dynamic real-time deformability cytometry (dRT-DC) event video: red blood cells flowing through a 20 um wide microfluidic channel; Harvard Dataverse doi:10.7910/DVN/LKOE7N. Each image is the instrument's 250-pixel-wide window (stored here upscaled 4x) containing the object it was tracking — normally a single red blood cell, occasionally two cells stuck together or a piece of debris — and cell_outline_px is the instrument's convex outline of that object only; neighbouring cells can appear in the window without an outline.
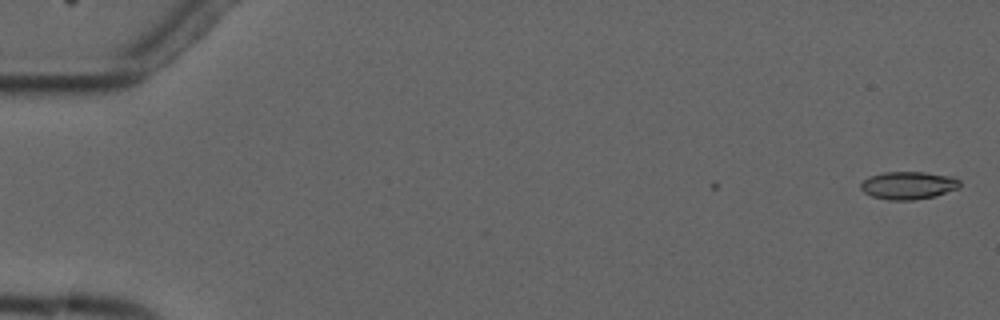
{"species": "common noctule bat (a hibernating species)", "species_latin": "Nyctalus noctula", "temperature_condition": "cold", "stored_images_in_passage": 5, "camera_frame_rate_fps": 3000, "um_per_image_px": 0.085, "animal": {"sex": "male", "forearm_length_mm": 52.5}, "frame": {"image": 1, "passage_image": 1, "time_ms": 0.0, "image_size_px": [1000, 320], "cell_outline_px": [[960, 188], [936, 196], [916, 200], [888, 200], [872, 196], [864, 192], [860, 188], [860, 184], [868, 176], [884, 172], [924, 172], [952, 176], [960, 180]], "centroid_in_image_um": [77.22, 15.76], "position_along_channel_um": 7.8, "area_um2": 16.24}}